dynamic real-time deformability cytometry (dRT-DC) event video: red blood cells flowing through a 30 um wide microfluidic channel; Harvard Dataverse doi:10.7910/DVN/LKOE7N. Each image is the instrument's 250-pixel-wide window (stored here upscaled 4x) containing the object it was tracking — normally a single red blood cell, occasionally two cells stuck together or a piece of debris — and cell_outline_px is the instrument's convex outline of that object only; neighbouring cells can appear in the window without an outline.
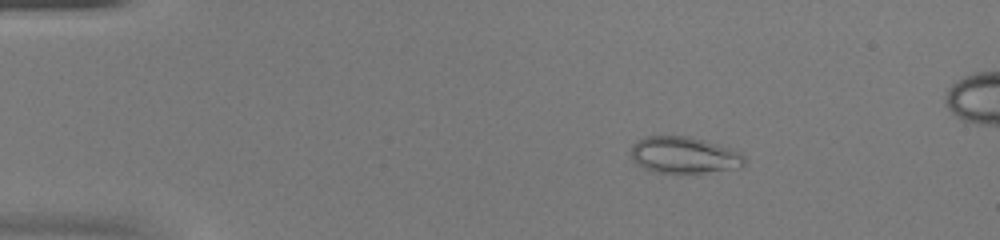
{"species": "common noctule bat (a hibernating species)", "species_latin": "Nyctalus noctula", "temperature_condition": "warm", "stored_images_in_passage": 2, "camera_frame_rate_fps": 3000, "um_per_image_px": 0.085, "animal": {"sex": "female", "body_mass_g": 20.0, "forearm_length_mm": 54.0}, "frame": {"image": 1, "passage_image": 1, "time_ms": 0.0, "image_size_px": [1000, 240], "cell_outline_px": [[716, 152], [712, 168], [660, 168], [652, 164], [652, 140], [676, 140], [696, 144], [708, 148]], "centroid_in_image_um": [57.9, 13.17], "position_along_channel_um": 27.1, "area_um2": 11.21}}